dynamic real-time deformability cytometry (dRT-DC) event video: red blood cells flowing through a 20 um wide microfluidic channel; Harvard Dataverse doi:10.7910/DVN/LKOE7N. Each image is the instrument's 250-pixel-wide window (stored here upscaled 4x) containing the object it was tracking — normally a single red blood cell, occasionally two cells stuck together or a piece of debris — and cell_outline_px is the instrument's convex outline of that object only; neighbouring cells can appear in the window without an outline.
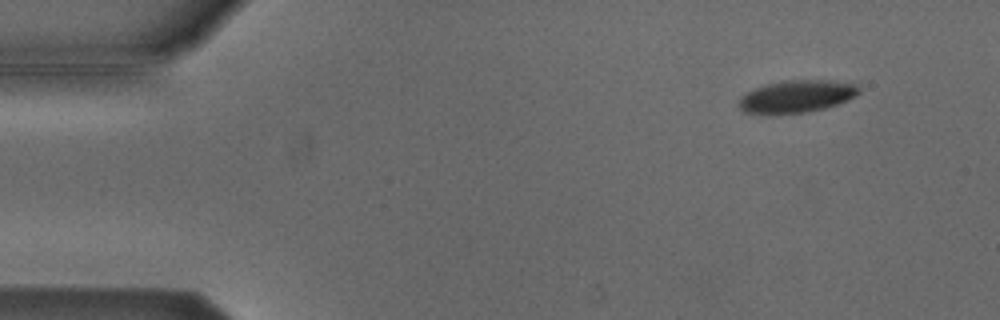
{"species": "Egyptian fruit bat (a non-hibernating species)", "species_latin": "Rousettus aegyptiacus", "temperature_condition": "cold", "stored_images_in_passage": 4, "camera_frame_rate_fps": 3000, "um_per_image_px": 0.085, "animal": {"sex": "male"}, "frame": {"image": 1, "passage_image": 1, "time_ms": 0.0, "image_size_px": [1000, 320], "cell_outline_px": [[860, 92], [856, 96], [848, 100], [824, 108], [808, 112], [768, 116], [744, 112], [736, 104], [740, 96], [764, 84], [784, 80], [828, 80], [856, 84], [860, 88]], "centroid_in_image_um": [67.65, 8.22], "position_along_channel_um": 17.3, "area_um2": 23.24}}